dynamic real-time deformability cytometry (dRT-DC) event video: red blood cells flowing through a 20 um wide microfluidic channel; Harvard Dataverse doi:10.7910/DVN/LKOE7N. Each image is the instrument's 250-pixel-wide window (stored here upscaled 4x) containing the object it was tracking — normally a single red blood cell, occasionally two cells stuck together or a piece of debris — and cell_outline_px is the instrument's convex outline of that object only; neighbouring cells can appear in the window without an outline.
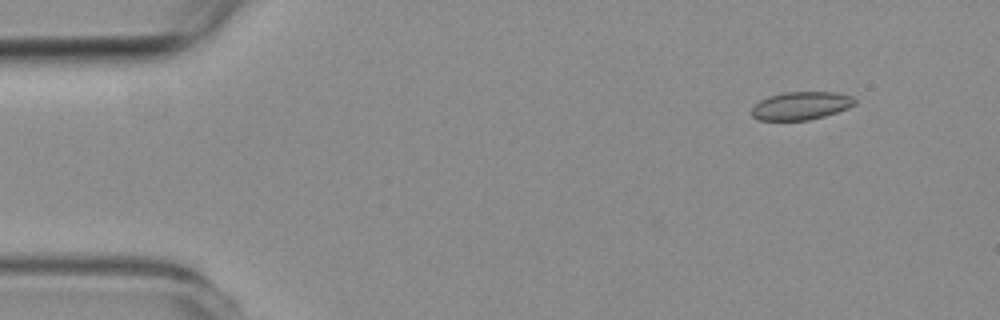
{"species": "common noctule bat (a hibernating species)", "species_latin": "Nyctalus noctula", "temperature_condition": "room temperature", "stored_images_in_passage": 4, "camera_frame_rate_fps": 3000, "um_per_image_px": 0.085, "animal": {"sex": "female", "body_mass_g": 19.3, "forearm_length_mm": 54.1}, "frame": {"image": 1, "passage_image": 1, "time_ms": 0.0, "image_size_px": [1000, 320], "cell_outline_px": [[856, 104], [848, 108], [824, 116], [808, 120], [760, 120], [752, 116], [752, 108], [760, 100], [768, 96], [784, 92], [836, 92], [852, 96], [856, 100]], "centroid_in_image_um": [68.1, 8.98], "position_along_channel_um": 16.9, "area_um2": 16.82}}
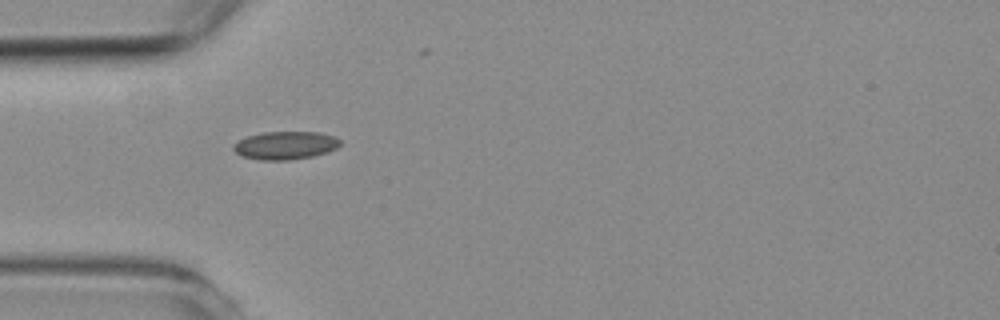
{"frame": {"image": 2, "passage_image": 4, "time_ms": 3.667, "image_size_px": [1000, 320], "cell_outline_px": [[340, 144], [336, 148], [312, 156], [288, 160], [260, 160], [244, 156], [236, 152], [232, 148], [232, 144], [248, 136], [264, 132], [320, 132], [336, 136], [340, 140]], "centroid_in_image_um": [24.25, 12.34], "position_along_channel_um": 60.7, "area_um2": 17.28}}